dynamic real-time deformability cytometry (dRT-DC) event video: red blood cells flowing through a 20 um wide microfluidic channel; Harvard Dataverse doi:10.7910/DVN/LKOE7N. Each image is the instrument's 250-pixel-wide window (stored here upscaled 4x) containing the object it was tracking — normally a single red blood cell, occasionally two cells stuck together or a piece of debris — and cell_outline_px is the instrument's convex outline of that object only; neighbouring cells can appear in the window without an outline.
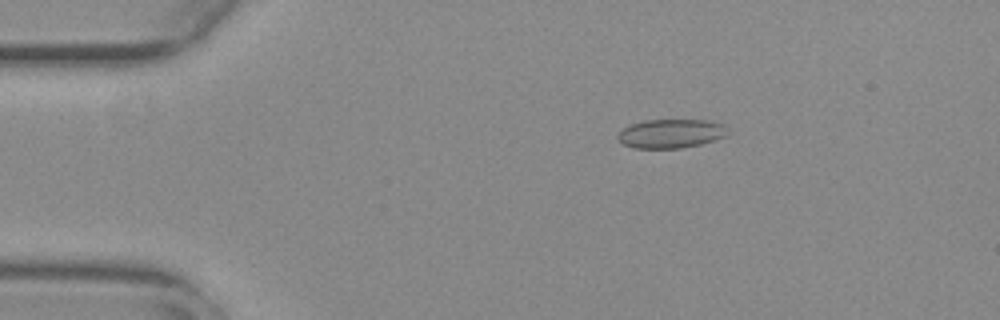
{"species": "common noctule bat (a hibernating species)", "species_latin": "Nyctalus noctula", "temperature_condition": "warm", "stored_images_in_passage": 55, "camera_frame_rate_fps": 3000, "um_per_image_px": 0.085, "animal": {"sex": "female", "body_mass_g": 29.2, "forearm_length_mm": 56.3}, "frame": {"image": 1, "passage_image": 10, "time_ms": 3.0, "image_size_px": [1000, 320], "cell_outline_px": [[724, 136], [716, 140], [700, 144], [680, 148], [632, 148], [624, 144], [616, 136], [628, 124], [644, 120], [708, 120], [724, 124]], "centroid_in_image_um": [56.98, 11.35], "position_along_channel_um": 28.0, "area_um2": 18.38}}
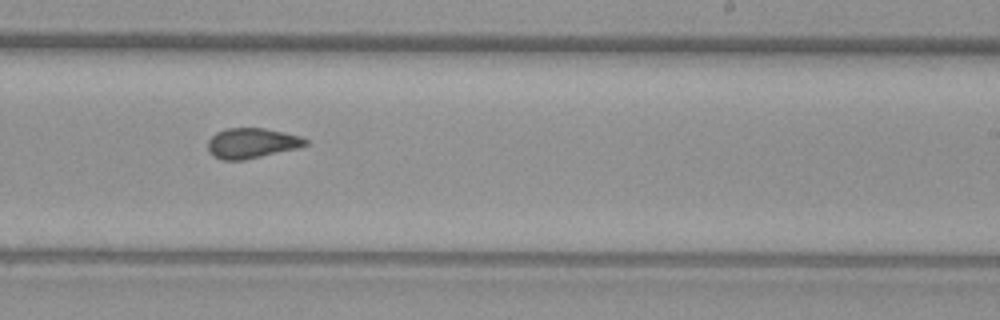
{"frame": {"image": 2, "passage_image": 34, "time_ms": 11.0, "image_size_px": [1000, 320], "cell_outline_px": [[308, 144], [296, 148], [244, 160], [220, 160], [212, 156], [208, 152], [208, 140], [216, 132], [228, 128], [264, 128], [284, 132], [300, 136], [308, 140]], "centroid_in_image_um": [21.36, 12.17], "position_along_channel_um": 267.6, "area_um2": 17.17}}
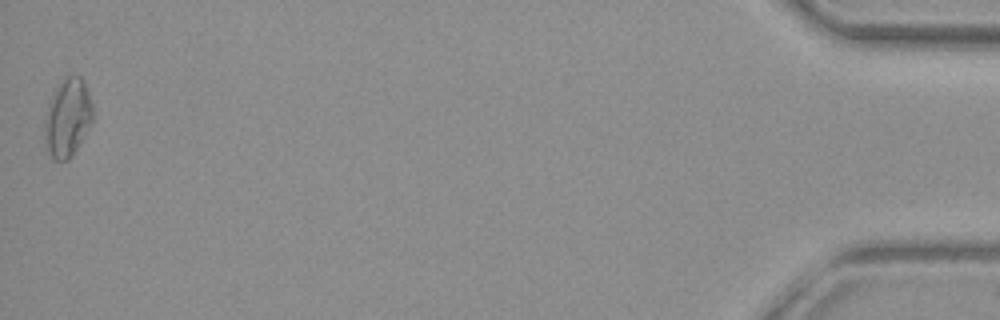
{"frame": {"image": 3, "passage_image": 55, "time_ms": 18.0, "image_size_px": [1000, 320], "cell_outline_px": [[92, 120], [76, 148], [68, 160], [56, 160], [52, 156], [48, 148], [44, 136], [44, 120], [52, 92], [64, 76], [80, 76], [84, 80], [92, 104]], "centroid_in_image_um": [5.73, 9.94], "position_along_channel_um": 429.5, "area_um2": 21.56}, "authors_computed_cell_mechanics": {"area_um2": 17.9758, "velocity_mm_per_s": 3.7587, "shape_relaxation_time_tau1_ms": null, "shape_relaxation_time_tau2_ms": 1.2272, "deformation_change_tau1": null, "deformation_change_tau2": 0.065}}